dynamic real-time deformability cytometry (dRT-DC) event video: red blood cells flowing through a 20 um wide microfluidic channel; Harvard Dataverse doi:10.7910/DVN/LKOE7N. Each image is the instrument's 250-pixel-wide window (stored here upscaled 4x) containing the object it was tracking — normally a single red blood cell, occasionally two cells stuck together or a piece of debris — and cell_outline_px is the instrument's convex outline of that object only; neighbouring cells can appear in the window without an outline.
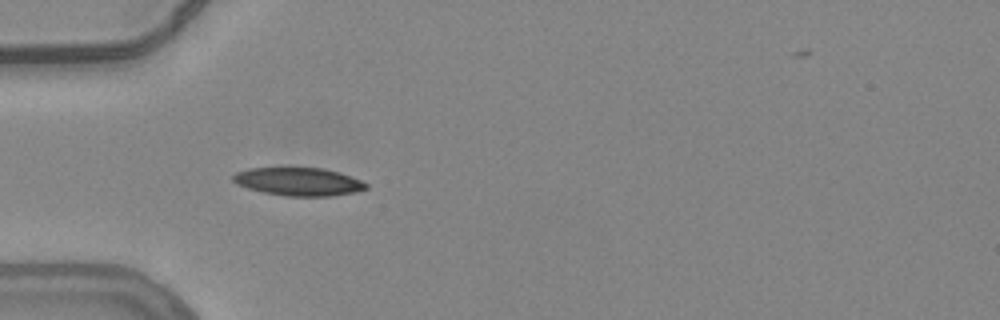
{"species": "common noctule bat (a hibernating species)", "species_latin": "Nyctalus noctula", "temperature_condition": "warm", "stored_images_in_passage": 39, "camera_frame_rate_fps": 3000, "um_per_image_px": 0.085, "animal": {"sex": "female", "body_mass_g": 24.6, "forearm_length_mm": 56.2}, "frame": {"image": 1, "passage_image": 1, "time_ms": 0.0, "image_size_px": [1000, 320], "cell_outline_px": [[368, 188], [356, 192], [328, 196], [288, 196], [264, 192], [248, 188], [236, 184], [232, 180], [232, 176], [236, 172], [248, 168], [324, 168], [340, 172], [360, 180], [368, 184]], "centroid_in_image_um": [25.38, 15.43], "position_along_channel_um": 59.6, "area_um2": 21.73}}
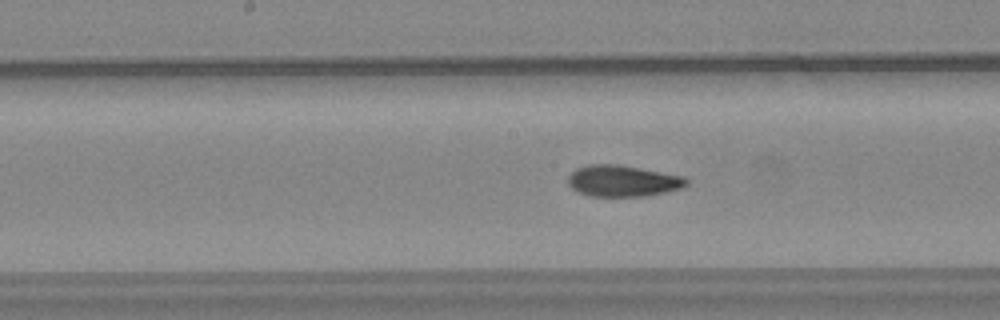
{"frame": {"image": 2, "passage_image": 12, "time_ms": 3.667, "image_size_px": [1000, 320], "cell_outline_px": [[688, 184], [680, 188], [668, 192], [648, 196], [588, 196], [572, 188], [568, 184], [568, 176], [576, 168], [588, 164], [616, 164], [640, 168], [684, 176], [688, 180]], "centroid_in_image_um": [52.94, 15.38], "position_along_channel_um": 195.3, "area_um2": 21.68}, "authors_computed_cell_mechanics": {"area_um2": 21.5016, "velocity_mm_per_s": 3.8008, "shape_relaxation_time_tau1_ms": 7.825, "shape_relaxation_time_tau2_ms": 2.1297, "deformation_change_tau1": 0.227, "deformation_change_tau2": 0.0815}}